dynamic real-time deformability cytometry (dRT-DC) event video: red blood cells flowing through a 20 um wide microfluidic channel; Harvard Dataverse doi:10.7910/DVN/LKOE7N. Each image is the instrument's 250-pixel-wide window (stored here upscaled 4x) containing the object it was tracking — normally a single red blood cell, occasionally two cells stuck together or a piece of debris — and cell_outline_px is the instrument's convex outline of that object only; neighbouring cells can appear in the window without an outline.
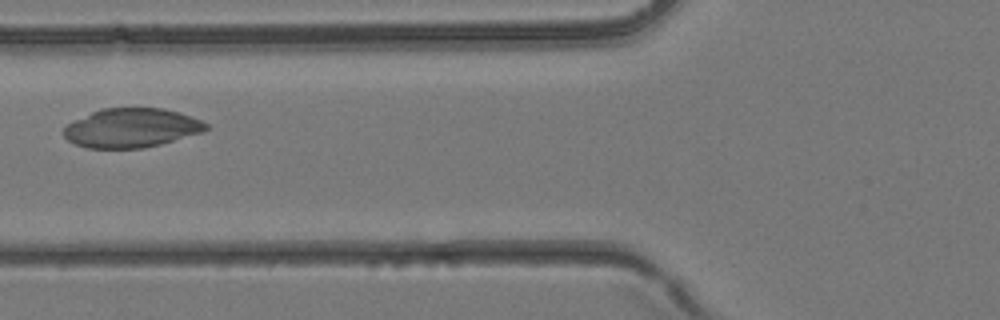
{"species": "common noctule bat (a hibernating species)", "species_latin": "Nyctalus noctula", "temperature_condition": "room temperature", "stored_images_in_passage": 2, "camera_frame_rate_fps": 3000, "um_per_image_px": 0.085, "animal": {"sex": "female", "body_mass_g": 24.6, "forearm_length_mm": 56.2}, "frame": {"image": 1, "passage_image": 2, "time_ms": 0.333, "image_size_px": [1000, 320], "cell_outline_px": [[208, 128], [200, 132], [160, 144], [144, 148], [88, 148], [76, 144], [68, 140], [64, 136], [64, 128], [68, 124], [100, 108], [164, 108], [180, 112], [200, 120], [208, 124]], "centroid_in_image_um": [11.17, 10.87], "position_along_channel_um": 114.6, "area_um2": 32.08}}